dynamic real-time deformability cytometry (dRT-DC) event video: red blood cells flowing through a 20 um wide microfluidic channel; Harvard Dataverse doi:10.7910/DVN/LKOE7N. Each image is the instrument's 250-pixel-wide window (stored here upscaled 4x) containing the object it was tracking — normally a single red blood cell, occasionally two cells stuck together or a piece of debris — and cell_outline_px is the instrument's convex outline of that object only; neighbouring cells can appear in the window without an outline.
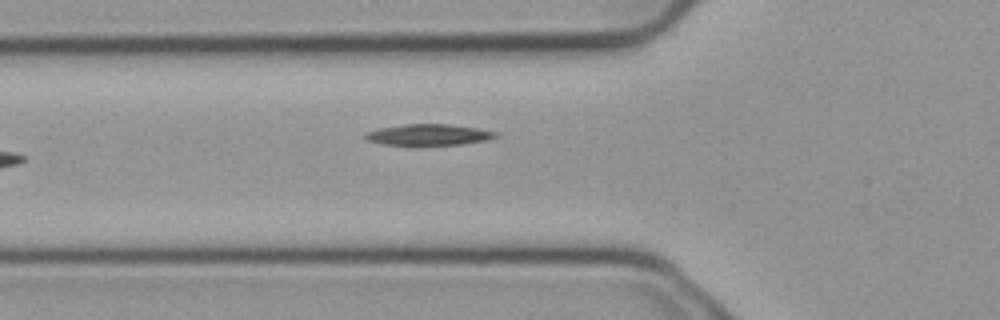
{"species": "common noctule bat (a hibernating species)", "species_latin": "Nyctalus noctula", "temperature_condition": "cold", "stored_images_in_passage": 6, "camera_frame_rate_fps": 3000, "um_per_image_px": 0.085, "animal": {"sex": "male", "body_mass_g": 23.1, "forearm_length_mm": 52.7}, "frame": {"image": 1, "passage_image": 6, "time_ms": 1.667, "image_size_px": [1000, 320], "cell_outline_px": [[496, 136], [484, 140], [464, 144], [384, 144], [368, 140], [364, 136], [364, 132], [380, 128], [404, 124], [452, 124], [476, 128], [496, 132]], "centroid_in_image_um": [36.4, 11.43], "position_along_channel_um": 89.4, "area_um2": 15.61}}